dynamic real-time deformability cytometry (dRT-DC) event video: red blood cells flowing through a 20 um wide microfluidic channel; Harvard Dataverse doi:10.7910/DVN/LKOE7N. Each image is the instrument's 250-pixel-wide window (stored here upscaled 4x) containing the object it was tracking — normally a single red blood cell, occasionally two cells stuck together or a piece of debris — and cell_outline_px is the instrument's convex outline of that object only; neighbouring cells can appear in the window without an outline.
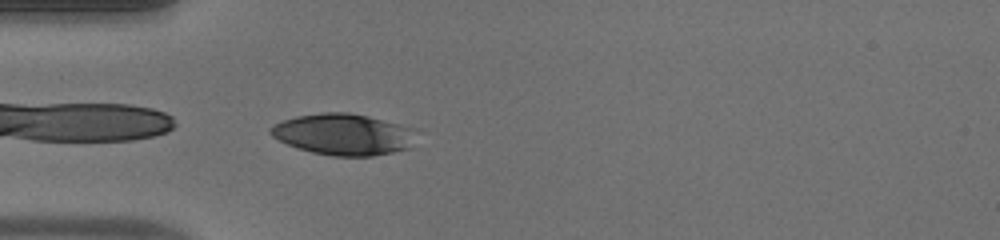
{"species": "human", "species_latin": "Homo sapiens", "temperature_condition": "warm", "stored_images_in_passage": 38, "camera_frame_rate_fps": 3000, "um_per_image_px": 0.085, "donor": {"sex": "male"}, "frame": {"image": 1, "passage_image": 1, "time_ms": 0.0, "image_size_px": [1000, 240], "cell_outline_px": [[400, 148], [388, 152], [368, 156], [340, 156], [316, 152], [300, 148], [288, 144], [280, 140], [272, 132], [272, 128], [276, 124], [300, 116], [364, 116], [376, 120], [384, 124]], "centroid_in_image_um": [28.64, 11.5], "position_along_channel_um": 56.4, "area_um2": 28.5}}
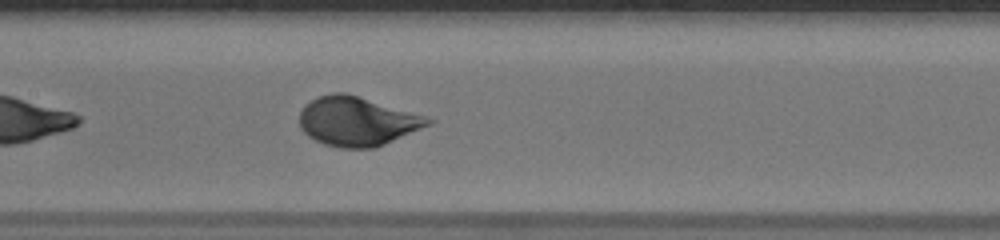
{"frame": {"image": 2, "passage_image": 11, "time_ms": 3.333, "image_size_px": [1000, 240], "cell_outline_px": [[428, 120], [424, 124], [416, 128], [380, 144], [368, 148], [352, 148], [328, 144], [312, 136], [300, 124], [300, 112], [312, 100], [320, 96], [356, 96]], "centroid_in_image_um": [30.19, 10.33], "position_along_channel_um": 177.2, "area_um2": 32.71}}
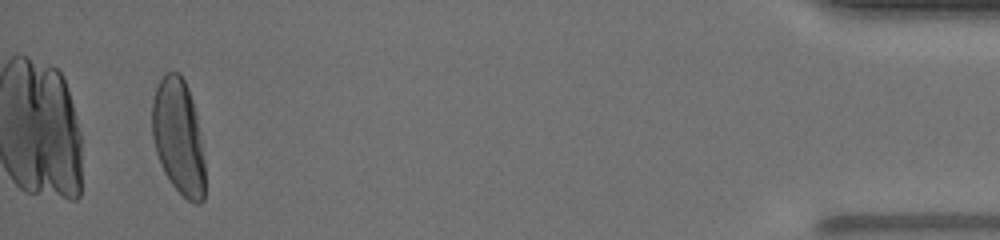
{"frame": {"image": 3, "passage_image": 36, "time_ms": 11.667, "image_size_px": [1000, 240], "cell_outline_px": [[204, 196], [200, 200], [188, 200], [176, 188], [168, 176], [160, 160], [156, 148], [152, 132], [152, 104], [156, 88], [160, 80], [168, 72], [176, 72], [184, 80], [192, 104], [196, 124], [204, 168]], "centroid_in_image_um": [15.12, 11.6], "position_along_channel_um": 420.1, "area_um2": 33.41}}